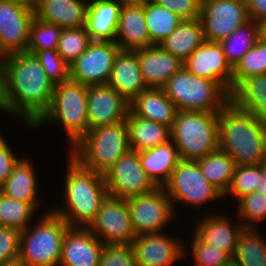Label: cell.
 I'll return each mask as SVG.
<instances>
[{
    "label": "cell",
    "instance_id": "4dcf8cb0",
    "mask_svg": "<svg viewBox=\"0 0 266 266\" xmlns=\"http://www.w3.org/2000/svg\"><path fill=\"white\" fill-rule=\"evenodd\" d=\"M230 100L240 109L248 110L266 122V74L249 77L230 94Z\"/></svg>",
    "mask_w": 266,
    "mask_h": 266
},
{
    "label": "cell",
    "instance_id": "277c9868",
    "mask_svg": "<svg viewBox=\"0 0 266 266\" xmlns=\"http://www.w3.org/2000/svg\"><path fill=\"white\" fill-rule=\"evenodd\" d=\"M88 85L68 79L55 85L48 110L33 125L34 131L45 124H59L72 148L89 132L87 115ZM37 128V129H36Z\"/></svg>",
    "mask_w": 266,
    "mask_h": 266
},
{
    "label": "cell",
    "instance_id": "603a6c76",
    "mask_svg": "<svg viewBox=\"0 0 266 266\" xmlns=\"http://www.w3.org/2000/svg\"><path fill=\"white\" fill-rule=\"evenodd\" d=\"M115 43L121 50L132 51L154 45L146 25L145 3L122 5Z\"/></svg>",
    "mask_w": 266,
    "mask_h": 266
},
{
    "label": "cell",
    "instance_id": "7402d4cb",
    "mask_svg": "<svg viewBox=\"0 0 266 266\" xmlns=\"http://www.w3.org/2000/svg\"><path fill=\"white\" fill-rule=\"evenodd\" d=\"M129 103L148 89L141 73L137 53L120 50L115 57L108 83Z\"/></svg>",
    "mask_w": 266,
    "mask_h": 266
},
{
    "label": "cell",
    "instance_id": "74e56055",
    "mask_svg": "<svg viewBox=\"0 0 266 266\" xmlns=\"http://www.w3.org/2000/svg\"><path fill=\"white\" fill-rule=\"evenodd\" d=\"M192 233L194 236L191 238V242L188 241L187 247L184 244V258L186 259L190 252L194 266H225L233 260L228 252L206 244L194 232ZM189 243L191 246L188 250Z\"/></svg>",
    "mask_w": 266,
    "mask_h": 266
},
{
    "label": "cell",
    "instance_id": "7a4b0ae2",
    "mask_svg": "<svg viewBox=\"0 0 266 266\" xmlns=\"http://www.w3.org/2000/svg\"><path fill=\"white\" fill-rule=\"evenodd\" d=\"M64 177V205L50 210L70 227L88 228L95 220L103 201L109 195L104 174L81 166L68 153Z\"/></svg>",
    "mask_w": 266,
    "mask_h": 266
},
{
    "label": "cell",
    "instance_id": "bcb514c9",
    "mask_svg": "<svg viewBox=\"0 0 266 266\" xmlns=\"http://www.w3.org/2000/svg\"><path fill=\"white\" fill-rule=\"evenodd\" d=\"M156 4L174 12L183 20L200 18L202 0H152Z\"/></svg>",
    "mask_w": 266,
    "mask_h": 266
},
{
    "label": "cell",
    "instance_id": "4fadbf2b",
    "mask_svg": "<svg viewBox=\"0 0 266 266\" xmlns=\"http://www.w3.org/2000/svg\"><path fill=\"white\" fill-rule=\"evenodd\" d=\"M200 20L205 40L220 42L250 18L245 0H202Z\"/></svg>",
    "mask_w": 266,
    "mask_h": 266
},
{
    "label": "cell",
    "instance_id": "f35d334b",
    "mask_svg": "<svg viewBox=\"0 0 266 266\" xmlns=\"http://www.w3.org/2000/svg\"><path fill=\"white\" fill-rule=\"evenodd\" d=\"M62 28L38 18H33L30 25L29 44L27 52L57 50Z\"/></svg>",
    "mask_w": 266,
    "mask_h": 266
},
{
    "label": "cell",
    "instance_id": "e0dca14e",
    "mask_svg": "<svg viewBox=\"0 0 266 266\" xmlns=\"http://www.w3.org/2000/svg\"><path fill=\"white\" fill-rule=\"evenodd\" d=\"M130 103L109 84L89 85L87 115L89 130L125 121Z\"/></svg>",
    "mask_w": 266,
    "mask_h": 266
},
{
    "label": "cell",
    "instance_id": "7bdbcfd3",
    "mask_svg": "<svg viewBox=\"0 0 266 266\" xmlns=\"http://www.w3.org/2000/svg\"><path fill=\"white\" fill-rule=\"evenodd\" d=\"M34 54L55 85L70 79V66L59 56L57 50L36 51Z\"/></svg>",
    "mask_w": 266,
    "mask_h": 266
},
{
    "label": "cell",
    "instance_id": "83f0119b",
    "mask_svg": "<svg viewBox=\"0 0 266 266\" xmlns=\"http://www.w3.org/2000/svg\"><path fill=\"white\" fill-rule=\"evenodd\" d=\"M138 154L141 166L158 187H163L169 180L180 161L177 147L172 140Z\"/></svg>",
    "mask_w": 266,
    "mask_h": 266
},
{
    "label": "cell",
    "instance_id": "5b68a950",
    "mask_svg": "<svg viewBox=\"0 0 266 266\" xmlns=\"http://www.w3.org/2000/svg\"><path fill=\"white\" fill-rule=\"evenodd\" d=\"M130 149L125 120L89 130L67 153L81 166L104 174Z\"/></svg>",
    "mask_w": 266,
    "mask_h": 266
},
{
    "label": "cell",
    "instance_id": "7c38bea8",
    "mask_svg": "<svg viewBox=\"0 0 266 266\" xmlns=\"http://www.w3.org/2000/svg\"><path fill=\"white\" fill-rule=\"evenodd\" d=\"M109 195L127 199L153 192L158 186L141 166L139 154L130 149L104 173Z\"/></svg>",
    "mask_w": 266,
    "mask_h": 266
},
{
    "label": "cell",
    "instance_id": "6da1fadb",
    "mask_svg": "<svg viewBox=\"0 0 266 266\" xmlns=\"http://www.w3.org/2000/svg\"><path fill=\"white\" fill-rule=\"evenodd\" d=\"M55 88L35 54H9L0 66L2 112L22 120L27 129L48 110Z\"/></svg>",
    "mask_w": 266,
    "mask_h": 266
},
{
    "label": "cell",
    "instance_id": "f1b7e54d",
    "mask_svg": "<svg viewBox=\"0 0 266 266\" xmlns=\"http://www.w3.org/2000/svg\"><path fill=\"white\" fill-rule=\"evenodd\" d=\"M130 148L137 152L152 149L171 140V127L135 116L131 111L126 119Z\"/></svg>",
    "mask_w": 266,
    "mask_h": 266
},
{
    "label": "cell",
    "instance_id": "cb8c5ba5",
    "mask_svg": "<svg viewBox=\"0 0 266 266\" xmlns=\"http://www.w3.org/2000/svg\"><path fill=\"white\" fill-rule=\"evenodd\" d=\"M88 0H37L34 16L62 29L85 27Z\"/></svg>",
    "mask_w": 266,
    "mask_h": 266
},
{
    "label": "cell",
    "instance_id": "f546056e",
    "mask_svg": "<svg viewBox=\"0 0 266 266\" xmlns=\"http://www.w3.org/2000/svg\"><path fill=\"white\" fill-rule=\"evenodd\" d=\"M205 41L202 22L198 18L182 20L178 27L158 45L184 62Z\"/></svg>",
    "mask_w": 266,
    "mask_h": 266
},
{
    "label": "cell",
    "instance_id": "db71d44e",
    "mask_svg": "<svg viewBox=\"0 0 266 266\" xmlns=\"http://www.w3.org/2000/svg\"><path fill=\"white\" fill-rule=\"evenodd\" d=\"M8 55L3 51V49L1 48L0 45V66L3 64L4 59L7 57Z\"/></svg>",
    "mask_w": 266,
    "mask_h": 266
},
{
    "label": "cell",
    "instance_id": "d590c367",
    "mask_svg": "<svg viewBox=\"0 0 266 266\" xmlns=\"http://www.w3.org/2000/svg\"><path fill=\"white\" fill-rule=\"evenodd\" d=\"M37 209L30 203L16 200L0 193V226L14 228L20 231L25 230Z\"/></svg>",
    "mask_w": 266,
    "mask_h": 266
},
{
    "label": "cell",
    "instance_id": "5bb4252c",
    "mask_svg": "<svg viewBox=\"0 0 266 266\" xmlns=\"http://www.w3.org/2000/svg\"><path fill=\"white\" fill-rule=\"evenodd\" d=\"M120 50L112 41H92L70 65V79L88 86L107 84Z\"/></svg>",
    "mask_w": 266,
    "mask_h": 266
},
{
    "label": "cell",
    "instance_id": "30bf717a",
    "mask_svg": "<svg viewBox=\"0 0 266 266\" xmlns=\"http://www.w3.org/2000/svg\"><path fill=\"white\" fill-rule=\"evenodd\" d=\"M126 201L136 235L161 233L172 220L177 219L178 211L174 210L163 187L148 194L132 196Z\"/></svg>",
    "mask_w": 266,
    "mask_h": 266
},
{
    "label": "cell",
    "instance_id": "f5cc1de1",
    "mask_svg": "<svg viewBox=\"0 0 266 266\" xmlns=\"http://www.w3.org/2000/svg\"><path fill=\"white\" fill-rule=\"evenodd\" d=\"M10 1L22 3L24 5H27L28 7H31L32 9L35 8L37 3V0H10Z\"/></svg>",
    "mask_w": 266,
    "mask_h": 266
},
{
    "label": "cell",
    "instance_id": "3957f363",
    "mask_svg": "<svg viewBox=\"0 0 266 266\" xmlns=\"http://www.w3.org/2000/svg\"><path fill=\"white\" fill-rule=\"evenodd\" d=\"M219 150L228 153L236 166L266 162V122L231 100L219 111Z\"/></svg>",
    "mask_w": 266,
    "mask_h": 266
},
{
    "label": "cell",
    "instance_id": "b9f144b4",
    "mask_svg": "<svg viewBox=\"0 0 266 266\" xmlns=\"http://www.w3.org/2000/svg\"><path fill=\"white\" fill-rule=\"evenodd\" d=\"M258 184V165L236 166L233 179L224 198L230 196L238 202L246 195L252 194Z\"/></svg>",
    "mask_w": 266,
    "mask_h": 266
},
{
    "label": "cell",
    "instance_id": "7dc6e473",
    "mask_svg": "<svg viewBox=\"0 0 266 266\" xmlns=\"http://www.w3.org/2000/svg\"><path fill=\"white\" fill-rule=\"evenodd\" d=\"M1 132V131H0ZM8 139H5L4 135L0 133V187L8 179L13 172L14 166L21 159L13 153L12 147H10Z\"/></svg>",
    "mask_w": 266,
    "mask_h": 266
},
{
    "label": "cell",
    "instance_id": "9c48e42d",
    "mask_svg": "<svg viewBox=\"0 0 266 266\" xmlns=\"http://www.w3.org/2000/svg\"><path fill=\"white\" fill-rule=\"evenodd\" d=\"M163 188L174 209L178 208L176 203L179 202L196 209L206 202L210 204V201L224 198L202 173L198 162L192 160L180 159Z\"/></svg>",
    "mask_w": 266,
    "mask_h": 266
},
{
    "label": "cell",
    "instance_id": "816d5d0a",
    "mask_svg": "<svg viewBox=\"0 0 266 266\" xmlns=\"http://www.w3.org/2000/svg\"><path fill=\"white\" fill-rule=\"evenodd\" d=\"M121 5H139L144 4L148 0H116Z\"/></svg>",
    "mask_w": 266,
    "mask_h": 266
},
{
    "label": "cell",
    "instance_id": "ac0fdd59",
    "mask_svg": "<svg viewBox=\"0 0 266 266\" xmlns=\"http://www.w3.org/2000/svg\"><path fill=\"white\" fill-rule=\"evenodd\" d=\"M183 240L163 232L137 235L131 246L137 266H172L184 258Z\"/></svg>",
    "mask_w": 266,
    "mask_h": 266
},
{
    "label": "cell",
    "instance_id": "f6af8a7d",
    "mask_svg": "<svg viewBox=\"0 0 266 266\" xmlns=\"http://www.w3.org/2000/svg\"><path fill=\"white\" fill-rule=\"evenodd\" d=\"M98 266H137L131 245H104Z\"/></svg>",
    "mask_w": 266,
    "mask_h": 266
},
{
    "label": "cell",
    "instance_id": "ab89813d",
    "mask_svg": "<svg viewBox=\"0 0 266 266\" xmlns=\"http://www.w3.org/2000/svg\"><path fill=\"white\" fill-rule=\"evenodd\" d=\"M92 42L85 27L62 29L57 53L70 66Z\"/></svg>",
    "mask_w": 266,
    "mask_h": 266
},
{
    "label": "cell",
    "instance_id": "d6a6232c",
    "mask_svg": "<svg viewBox=\"0 0 266 266\" xmlns=\"http://www.w3.org/2000/svg\"><path fill=\"white\" fill-rule=\"evenodd\" d=\"M260 229L244 228L237 240L233 261L240 266H266V239Z\"/></svg>",
    "mask_w": 266,
    "mask_h": 266
},
{
    "label": "cell",
    "instance_id": "1f68e13d",
    "mask_svg": "<svg viewBox=\"0 0 266 266\" xmlns=\"http://www.w3.org/2000/svg\"><path fill=\"white\" fill-rule=\"evenodd\" d=\"M197 162L210 183L225 195L233 179L236 167L234 159L228 153L218 149Z\"/></svg>",
    "mask_w": 266,
    "mask_h": 266
},
{
    "label": "cell",
    "instance_id": "8992f818",
    "mask_svg": "<svg viewBox=\"0 0 266 266\" xmlns=\"http://www.w3.org/2000/svg\"><path fill=\"white\" fill-rule=\"evenodd\" d=\"M42 215V216H41ZM21 233V266H59L62 242L70 226L49 209Z\"/></svg>",
    "mask_w": 266,
    "mask_h": 266
},
{
    "label": "cell",
    "instance_id": "836d02e7",
    "mask_svg": "<svg viewBox=\"0 0 266 266\" xmlns=\"http://www.w3.org/2000/svg\"><path fill=\"white\" fill-rule=\"evenodd\" d=\"M145 18L150 39L154 45L160 44L167 38L183 20L152 0L145 2Z\"/></svg>",
    "mask_w": 266,
    "mask_h": 266
},
{
    "label": "cell",
    "instance_id": "d6986e66",
    "mask_svg": "<svg viewBox=\"0 0 266 266\" xmlns=\"http://www.w3.org/2000/svg\"><path fill=\"white\" fill-rule=\"evenodd\" d=\"M211 215H210V214ZM232 215L211 212L204 213L203 217L196 219V227L193 232L206 244L212 245L228 252L232 257L235 254L237 240L243 229L242 223ZM237 223H236V222ZM232 222V223H231ZM235 222V223H234Z\"/></svg>",
    "mask_w": 266,
    "mask_h": 266
},
{
    "label": "cell",
    "instance_id": "ee69618b",
    "mask_svg": "<svg viewBox=\"0 0 266 266\" xmlns=\"http://www.w3.org/2000/svg\"><path fill=\"white\" fill-rule=\"evenodd\" d=\"M22 231L0 226V266L18 262Z\"/></svg>",
    "mask_w": 266,
    "mask_h": 266
},
{
    "label": "cell",
    "instance_id": "8d00e7d4",
    "mask_svg": "<svg viewBox=\"0 0 266 266\" xmlns=\"http://www.w3.org/2000/svg\"><path fill=\"white\" fill-rule=\"evenodd\" d=\"M266 74V42L258 40L233 68L232 91L245 79Z\"/></svg>",
    "mask_w": 266,
    "mask_h": 266
},
{
    "label": "cell",
    "instance_id": "ba28073f",
    "mask_svg": "<svg viewBox=\"0 0 266 266\" xmlns=\"http://www.w3.org/2000/svg\"><path fill=\"white\" fill-rule=\"evenodd\" d=\"M178 111L219 112L230 95L216 82L198 77L184 67L163 87Z\"/></svg>",
    "mask_w": 266,
    "mask_h": 266
},
{
    "label": "cell",
    "instance_id": "9a60e30c",
    "mask_svg": "<svg viewBox=\"0 0 266 266\" xmlns=\"http://www.w3.org/2000/svg\"><path fill=\"white\" fill-rule=\"evenodd\" d=\"M34 9L19 2L0 0V45L9 55L27 52Z\"/></svg>",
    "mask_w": 266,
    "mask_h": 266
},
{
    "label": "cell",
    "instance_id": "f907efd6",
    "mask_svg": "<svg viewBox=\"0 0 266 266\" xmlns=\"http://www.w3.org/2000/svg\"><path fill=\"white\" fill-rule=\"evenodd\" d=\"M258 24L259 39L266 42V18H263Z\"/></svg>",
    "mask_w": 266,
    "mask_h": 266
},
{
    "label": "cell",
    "instance_id": "ffe728a7",
    "mask_svg": "<svg viewBox=\"0 0 266 266\" xmlns=\"http://www.w3.org/2000/svg\"><path fill=\"white\" fill-rule=\"evenodd\" d=\"M104 244L83 227H70L62 242L59 266H98Z\"/></svg>",
    "mask_w": 266,
    "mask_h": 266
},
{
    "label": "cell",
    "instance_id": "11a10c76",
    "mask_svg": "<svg viewBox=\"0 0 266 266\" xmlns=\"http://www.w3.org/2000/svg\"><path fill=\"white\" fill-rule=\"evenodd\" d=\"M225 266H240L239 264H236L233 260L229 263V264H227V265H225Z\"/></svg>",
    "mask_w": 266,
    "mask_h": 266
},
{
    "label": "cell",
    "instance_id": "681fc988",
    "mask_svg": "<svg viewBox=\"0 0 266 266\" xmlns=\"http://www.w3.org/2000/svg\"><path fill=\"white\" fill-rule=\"evenodd\" d=\"M255 192L266 195V162L258 165V184Z\"/></svg>",
    "mask_w": 266,
    "mask_h": 266
},
{
    "label": "cell",
    "instance_id": "e575fe53",
    "mask_svg": "<svg viewBox=\"0 0 266 266\" xmlns=\"http://www.w3.org/2000/svg\"><path fill=\"white\" fill-rule=\"evenodd\" d=\"M258 40V24L250 19L219 43L223 48L228 62L234 68Z\"/></svg>",
    "mask_w": 266,
    "mask_h": 266
},
{
    "label": "cell",
    "instance_id": "52a82bcc",
    "mask_svg": "<svg viewBox=\"0 0 266 266\" xmlns=\"http://www.w3.org/2000/svg\"><path fill=\"white\" fill-rule=\"evenodd\" d=\"M219 112L177 111L171 140L180 159L197 161L219 149Z\"/></svg>",
    "mask_w": 266,
    "mask_h": 266
},
{
    "label": "cell",
    "instance_id": "d4e9b609",
    "mask_svg": "<svg viewBox=\"0 0 266 266\" xmlns=\"http://www.w3.org/2000/svg\"><path fill=\"white\" fill-rule=\"evenodd\" d=\"M121 7L116 0H89L85 28L92 41L115 42Z\"/></svg>",
    "mask_w": 266,
    "mask_h": 266
},
{
    "label": "cell",
    "instance_id": "c3c4849f",
    "mask_svg": "<svg viewBox=\"0 0 266 266\" xmlns=\"http://www.w3.org/2000/svg\"><path fill=\"white\" fill-rule=\"evenodd\" d=\"M248 15L254 22L266 18V0H245Z\"/></svg>",
    "mask_w": 266,
    "mask_h": 266
},
{
    "label": "cell",
    "instance_id": "2e32d148",
    "mask_svg": "<svg viewBox=\"0 0 266 266\" xmlns=\"http://www.w3.org/2000/svg\"><path fill=\"white\" fill-rule=\"evenodd\" d=\"M183 67L193 75L216 81L231 94L233 67L219 42L205 41L183 62Z\"/></svg>",
    "mask_w": 266,
    "mask_h": 266
},
{
    "label": "cell",
    "instance_id": "8fae6325",
    "mask_svg": "<svg viewBox=\"0 0 266 266\" xmlns=\"http://www.w3.org/2000/svg\"><path fill=\"white\" fill-rule=\"evenodd\" d=\"M88 229L104 245H131L137 236L126 199L108 195Z\"/></svg>",
    "mask_w": 266,
    "mask_h": 266
},
{
    "label": "cell",
    "instance_id": "484cf974",
    "mask_svg": "<svg viewBox=\"0 0 266 266\" xmlns=\"http://www.w3.org/2000/svg\"><path fill=\"white\" fill-rule=\"evenodd\" d=\"M130 111L140 118L172 127L178 110L163 88H148L130 102Z\"/></svg>",
    "mask_w": 266,
    "mask_h": 266
},
{
    "label": "cell",
    "instance_id": "9f6ffc18",
    "mask_svg": "<svg viewBox=\"0 0 266 266\" xmlns=\"http://www.w3.org/2000/svg\"><path fill=\"white\" fill-rule=\"evenodd\" d=\"M1 266H21V265L18 262H16V263L8 264V265H1Z\"/></svg>",
    "mask_w": 266,
    "mask_h": 266
},
{
    "label": "cell",
    "instance_id": "4316f807",
    "mask_svg": "<svg viewBox=\"0 0 266 266\" xmlns=\"http://www.w3.org/2000/svg\"><path fill=\"white\" fill-rule=\"evenodd\" d=\"M30 159L23 156L14 166L13 172L1 186V193L5 196L28 202L37 210L40 207L38 196V178Z\"/></svg>",
    "mask_w": 266,
    "mask_h": 266
},
{
    "label": "cell",
    "instance_id": "44dd1931",
    "mask_svg": "<svg viewBox=\"0 0 266 266\" xmlns=\"http://www.w3.org/2000/svg\"><path fill=\"white\" fill-rule=\"evenodd\" d=\"M148 88H163L183 68V61L159 45L134 50Z\"/></svg>",
    "mask_w": 266,
    "mask_h": 266
},
{
    "label": "cell",
    "instance_id": "60d3db41",
    "mask_svg": "<svg viewBox=\"0 0 266 266\" xmlns=\"http://www.w3.org/2000/svg\"><path fill=\"white\" fill-rule=\"evenodd\" d=\"M239 219L245 228H258L259 222L266 219V195L253 192L235 203Z\"/></svg>",
    "mask_w": 266,
    "mask_h": 266
}]
</instances>
